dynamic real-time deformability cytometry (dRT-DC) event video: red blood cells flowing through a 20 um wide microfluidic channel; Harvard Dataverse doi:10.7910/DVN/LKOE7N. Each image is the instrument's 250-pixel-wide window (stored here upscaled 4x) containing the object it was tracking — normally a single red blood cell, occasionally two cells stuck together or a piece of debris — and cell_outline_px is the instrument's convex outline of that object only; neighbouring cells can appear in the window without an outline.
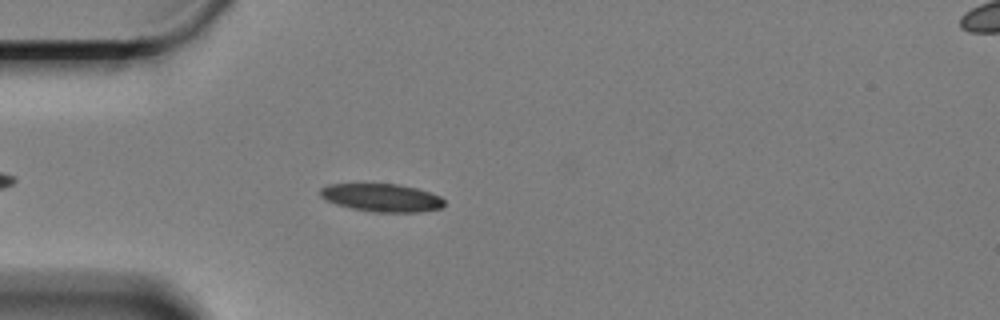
{"species": "Egyptian fruit bat (a non-hibernating species)", "species_latin": "Rousettus aegyptiacus", "temperature_condition": "cold", "stored_images_in_passage": 37, "camera_frame_rate_fps": 3000, "um_per_image_px": 0.085, "animal": {"sex": "female"}, "frame": {"image": 1, "passage_image": 8, "time_ms": 2.333, "image_size_px": [1000, 320], "cell_outline_px": [[444, 204], [440, 208], [420, 212], [372, 212], [352, 208], [336, 204], [320, 196], [320, 188], [328, 184], [396, 184], [416, 188], [440, 196], [444, 200]], "centroid_in_image_um": [32.44, 16.8], "position_along_channel_um": 52.6, "area_um2": 20.06}}
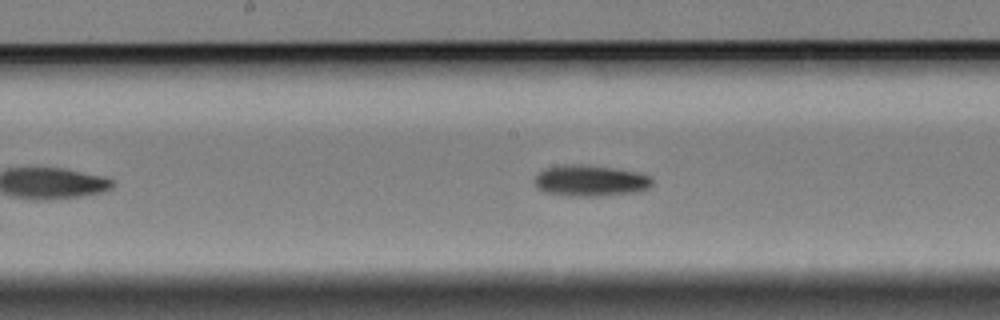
{"frame": {"image": 2, "passage_image": 22, "time_ms": 7.0, "image_size_px": [1000, 320], "cell_outline_px": [[652, 184], [648, 188], [640, 192], [596, 196], [572, 196], [544, 192], [536, 188], [532, 180], [544, 168], [560, 164], [588, 164], [640, 172], [652, 176]], "centroid_in_image_um": [50.17, 15.34], "position_along_channel_um": 198.0, "area_um2": 21.91}}
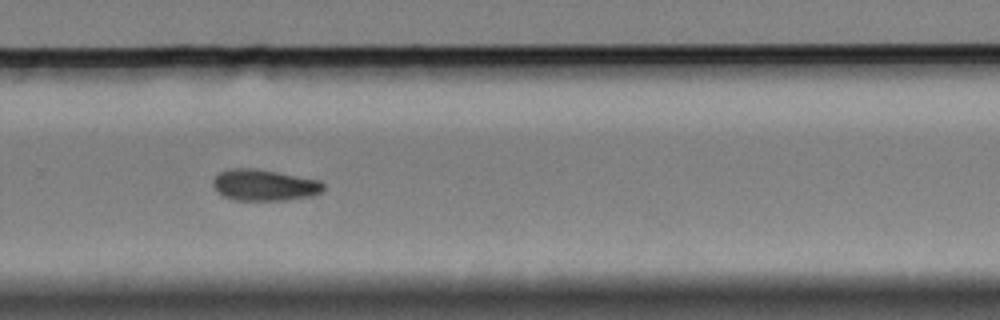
{"frame": {"image": 3, "passage_image": 32, "time_ms": 10.333, "image_size_px": [1000, 320], "cell_outline_px": [[324, 192], [308, 196], [288, 200], [232, 200], [224, 196], [212, 184], [212, 180], [220, 172], [228, 168], [256, 168], [320, 180], [324, 184]], "centroid_in_image_um": [22.48, 15.72], "position_along_channel_um": 307.3, "area_um2": 20.17}}